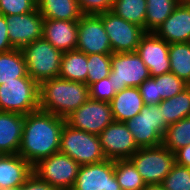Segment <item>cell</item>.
<instances>
[{
  "label": "cell",
  "instance_id": "8d00e7d4",
  "mask_svg": "<svg viewBox=\"0 0 190 190\" xmlns=\"http://www.w3.org/2000/svg\"><path fill=\"white\" fill-rule=\"evenodd\" d=\"M138 89L141 93L144 105L159 104L162 101L160 95H158L157 83L152 77L146 79L138 86Z\"/></svg>",
  "mask_w": 190,
  "mask_h": 190
},
{
  "label": "cell",
  "instance_id": "603a6c76",
  "mask_svg": "<svg viewBox=\"0 0 190 190\" xmlns=\"http://www.w3.org/2000/svg\"><path fill=\"white\" fill-rule=\"evenodd\" d=\"M87 76V54L78 50L64 52L61 59L59 77L87 84Z\"/></svg>",
  "mask_w": 190,
  "mask_h": 190
},
{
  "label": "cell",
  "instance_id": "f546056e",
  "mask_svg": "<svg viewBox=\"0 0 190 190\" xmlns=\"http://www.w3.org/2000/svg\"><path fill=\"white\" fill-rule=\"evenodd\" d=\"M190 144V117H185L168 126L162 138V145L173 153Z\"/></svg>",
  "mask_w": 190,
  "mask_h": 190
},
{
  "label": "cell",
  "instance_id": "f1b7e54d",
  "mask_svg": "<svg viewBox=\"0 0 190 190\" xmlns=\"http://www.w3.org/2000/svg\"><path fill=\"white\" fill-rule=\"evenodd\" d=\"M114 172L122 190H142L146 185L129 159L114 160Z\"/></svg>",
  "mask_w": 190,
  "mask_h": 190
},
{
  "label": "cell",
  "instance_id": "ab89813d",
  "mask_svg": "<svg viewBox=\"0 0 190 190\" xmlns=\"http://www.w3.org/2000/svg\"><path fill=\"white\" fill-rule=\"evenodd\" d=\"M175 163L190 168V144L174 152Z\"/></svg>",
  "mask_w": 190,
  "mask_h": 190
},
{
  "label": "cell",
  "instance_id": "7c38bea8",
  "mask_svg": "<svg viewBox=\"0 0 190 190\" xmlns=\"http://www.w3.org/2000/svg\"><path fill=\"white\" fill-rule=\"evenodd\" d=\"M104 156L108 160H125L139 149L125 122L113 121L99 134Z\"/></svg>",
  "mask_w": 190,
  "mask_h": 190
},
{
  "label": "cell",
  "instance_id": "4dcf8cb0",
  "mask_svg": "<svg viewBox=\"0 0 190 190\" xmlns=\"http://www.w3.org/2000/svg\"><path fill=\"white\" fill-rule=\"evenodd\" d=\"M88 65V86L103 78L109 77L111 72V54H90L87 55Z\"/></svg>",
  "mask_w": 190,
  "mask_h": 190
},
{
  "label": "cell",
  "instance_id": "9c48e42d",
  "mask_svg": "<svg viewBox=\"0 0 190 190\" xmlns=\"http://www.w3.org/2000/svg\"><path fill=\"white\" fill-rule=\"evenodd\" d=\"M150 77L149 69L136 51L111 54L109 78L116 92L127 87H138Z\"/></svg>",
  "mask_w": 190,
  "mask_h": 190
},
{
  "label": "cell",
  "instance_id": "6da1fadb",
  "mask_svg": "<svg viewBox=\"0 0 190 190\" xmlns=\"http://www.w3.org/2000/svg\"><path fill=\"white\" fill-rule=\"evenodd\" d=\"M65 118L37 110L25 115L18 155L32 166L59 152Z\"/></svg>",
  "mask_w": 190,
  "mask_h": 190
},
{
  "label": "cell",
  "instance_id": "d4e9b609",
  "mask_svg": "<svg viewBox=\"0 0 190 190\" xmlns=\"http://www.w3.org/2000/svg\"><path fill=\"white\" fill-rule=\"evenodd\" d=\"M20 77H30L22 51L14 48L0 53V85Z\"/></svg>",
  "mask_w": 190,
  "mask_h": 190
},
{
  "label": "cell",
  "instance_id": "4fadbf2b",
  "mask_svg": "<svg viewBox=\"0 0 190 190\" xmlns=\"http://www.w3.org/2000/svg\"><path fill=\"white\" fill-rule=\"evenodd\" d=\"M76 50L87 55L112 54L110 39L98 15L84 14L78 21V43Z\"/></svg>",
  "mask_w": 190,
  "mask_h": 190
},
{
  "label": "cell",
  "instance_id": "e0dca14e",
  "mask_svg": "<svg viewBox=\"0 0 190 190\" xmlns=\"http://www.w3.org/2000/svg\"><path fill=\"white\" fill-rule=\"evenodd\" d=\"M154 33L168 44L190 42V1L182 0Z\"/></svg>",
  "mask_w": 190,
  "mask_h": 190
},
{
  "label": "cell",
  "instance_id": "484cf974",
  "mask_svg": "<svg viewBox=\"0 0 190 190\" xmlns=\"http://www.w3.org/2000/svg\"><path fill=\"white\" fill-rule=\"evenodd\" d=\"M170 72L190 86V42L169 44Z\"/></svg>",
  "mask_w": 190,
  "mask_h": 190
},
{
  "label": "cell",
  "instance_id": "52a82bcc",
  "mask_svg": "<svg viewBox=\"0 0 190 190\" xmlns=\"http://www.w3.org/2000/svg\"><path fill=\"white\" fill-rule=\"evenodd\" d=\"M145 184H161L175 165L174 153L163 145L139 148L129 159Z\"/></svg>",
  "mask_w": 190,
  "mask_h": 190
},
{
  "label": "cell",
  "instance_id": "7402d4cb",
  "mask_svg": "<svg viewBox=\"0 0 190 190\" xmlns=\"http://www.w3.org/2000/svg\"><path fill=\"white\" fill-rule=\"evenodd\" d=\"M37 9L44 19L79 21L84 15L77 0H39Z\"/></svg>",
  "mask_w": 190,
  "mask_h": 190
},
{
  "label": "cell",
  "instance_id": "83f0119b",
  "mask_svg": "<svg viewBox=\"0 0 190 190\" xmlns=\"http://www.w3.org/2000/svg\"><path fill=\"white\" fill-rule=\"evenodd\" d=\"M111 11L120 18L142 27L145 31L146 0H114Z\"/></svg>",
  "mask_w": 190,
  "mask_h": 190
},
{
  "label": "cell",
  "instance_id": "d6a6232c",
  "mask_svg": "<svg viewBox=\"0 0 190 190\" xmlns=\"http://www.w3.org/2000/svg\"><path fill=\"white\" fill-rule=\"evenodd\" d=\"M161 185L165 190H190V168L175 163Z\"/></svg>",
  "mask_w": 190,
  "mask_h": 190
},
{
  "label": "cell",
  "instance_id": "5b68a950",
  "mask_svg": "<svg viewBox=\"0 0 190 190\" xmlns=\"http://www.w3.org/2000/svg\"><path fill=\"white\" fill-rule=\"evenodd\" d=\"M59 152L70 156L80 166L99 163L106 159L99 135L73 128L66 122L62 128Z\"/></svg>",
  "mask_w": 190,
  "mask_h": 190
},
{
  "label": "cell",
  "instance_id": "ba28073f",
  "mask_svg": "<svg viewBox=\"0 0 190 190\" xmlns=\"http://www.w3.org/2000/svg\"><path fill=\"white\" fill-rule=\"evenodd\" d=\"M79 169L80 165L70 156L56 152L36 163L33 173L57 190H71Z\"/></svg>",
  "mask_w": 190,
  "mask_h": 190
},
{
  "label": "cell",
  "instance_id": "60d3db41",
  "mask_svg": "<svg viewBox=\"0 0 190 190\" xmlns=\"http://www.w3.org/2000/svg\"><path fill=\"white\" fill-rule=\"evenodd\" d=\"M142 190H165L161 184H147Z\"/></svg>",
  "mask_w": 190,
  "mask_h": 190
},
{
  "label": "cell",
  "instance_id": "d6986e66",
  "mask_svg": "<svg viewBox=\"0 0 190 190\" xmlns=\"http://www.w3.org/2000/svg\"><path fill=\"white\" fill-rule=\"evenodd\" d=\"M33 173V166L18 154L0 157V187L3 190L20 187Z\"/></svg>",
  "mask_w": 190,
  "mask_h": 190
},
{
  "label": "cell",
  "instance_id": "9a60e30c",
  "mask_svg": "<svg viewBox=\"0 0 190 190\" xmlns=\"http://www.w3.org/2000/svg\"><path fill=\"white\" fill-rule=\"evenodd\" d=\"M9 41L14 48L21 49L43 36L44 18L38 11L6 16Z\"/></svg>",
  "mask_w": 190,
  "mask_h": 190
},
{
  "label": "cell",
  "instance_id": "e575fe53",
  "mask_svg": "<svg viewBox=\"0 0 190 190\" xmlns=\"http://www.w3.org/2000/svg\"><path fill=\"white\" fill-rule=\"evenodd\" d=\"M37 9L34 0H0V15L11 16L32 12Z\"/></svg>",
  "mask_w": 190,
  "mask_h": 190
},
{
  "label": "cell",
  "instance_id": "8fae6325",
  "mask_svg": "<svg viewBox=\"0 0 190 190\" xmlns=\"http://www.w3.org/2000/svg\"><path fill=\"white\" fill-rule=\"evenodd\" d=\"M65 120L73 128L99 135L114 118L109 102L89 98Z\"/></svg>",
  "mask_w": 190,
  "mask_h": 190
},
{
  "label": "cell",
  "instance_id": "cb8c5ba5",
  "mask_svg": "<svg viewBox=\"0 0 190 190\" xmlns=\"http://www.w3.org/2000/svg\"><path fill=\"white\" fill-rule=\"evenodd\" d=\"M162 108L163 121L169 126L185 117H190V86L172 98L159 103Z\"/></svg>",
  "mask_w": 190,
  "mask_h": 190
},
{
  "label": "cell",
  "instance_id": "836d02e7",
  "mask_svg": "<svg viewBox=\"0 0 190 190\" xmlns=\"http://www.w3.org/2000/svg\"><path fill=\"white\" fill-rule=\"evenodd\" d=\"M88 87L90 99L96 101L110 102L117 93L113 81L109 77L94 82Z\"/></svg>",
  "mask_w": 190,
  "mask_h": 190
},
{
  "label": "cell",
  "instance_id": "1f68e13d",
  "mask_svg": "<svg viewBox=\"0 0 190 190\" xmlns=\"http://www.w3.org/2000/svg\"><path fill=\"white\" fill-rule=\"evenodd\" d=\"M152 78L157 83L158 95H160L162 100L172 98L189 86L172 72Z\"/></svg>",
  "mask_w": 190,
  "mask_h": 190
},
{
  "label": "cell",
  "instance_id": "44dd1931",
  "mask_svg": "<svg viewBox=\"0 0 190 190\" xmlns=\"http://www.w3.org/2000/svg\"><path fill=\"white\" fill-rule=\"evenodd\" d=\"M109 103L114 121L118 122L132 119L144 106L138 87H127L120 90Z\"/></svg>",
  "mask_w": 190,
  "mask_h": 190
},
{
  "label": "cell",
  "instance_id": "d590c367",
  "mask_svg": "<svg viewBox=\"0 0 190 190\" xmlns=\"http://www.w3.org/2000/svg\"><path fill=\"white\" fill-rule=\"evenodd\" d=\"M83 14L99 15L112 10L114 0H77Z\"/></svg>",
  "mask_w": 190,
  "mask_h": 190
},
{
  "label": "cell",
  "instance_id": "7a4b0ae2",
  "mask_svg": "<svg viewBox=\"0 0 190 190\" xmlns=\"http://www.w3.org/2000/svg\"><path fill=\"white\" fill-rule=\"evenodd\" d=\"M89 98L88 84L52 78L40 84L39 110L66 118Z\"/></svg>",
  "mask_w": 190,
  "mask_h": 190
},
{
  "label": "cell",
  "instance_id": "b9f144b4",
  "mask_svg": "<svg viewBox=\"0 0 190 190\" xmlns=\"http://www.w3.org/2000/svg\"><path fill=\"white\" fill-rule=\"evenodd\" d=\"M6 190H20V187H18V188H13V189H6Z\"/></svg>",
  "mask_w": 190,
  "mask_h": 190
},
{
  "label": "cell",
  "instance_id": "ac0fdd59",
  "mask_svg": "<svg viewBox=\"0 0 190 190\" xmlns=\"http://www.w3.org/2000/svg\"><path fill=\"white\" fill-rule=\"evenodd\" d=\"M42 37L63 53L76 50L78 21L44 19Z\"/></svg>",
  "mask_w": 190,
  "mask_h": 190
},
{
  "label": "cell",
  "instance_id": "4316f807",
  "mask_svg": "<svg viewBox=\"0 0 190 190\" xmlns=\"http://www.w3.org/2000/svg\"><path fill=\"white\" fill-rule=\"evenodd\" d=\"M182 0H146L145 32H155Z\"/></svg>",
  "mask_w": 190,
  "mask_h": 190
},
{
  "label": "cell",
  "instance_id": "ffe728a7",
  "mask_svg": "<svg viewBox=\"0 0 190 190\" xmlns=\"http://www.w3.org/2000/svg\"><path fill=\"white\" fill-rule=\"evenodd\" d=\"M25 115L0 111V153L18 154Z\"/></svg>",
  "mask_w": 190,
  "mask_h": 190
},
{
  "label": "cell",
  "instance_id": "2e32d148",
  "mask_svg": "<svg viewBox=\"0 0 190 190\" xmlns=\"http://www.w3.org/2000/svg\"><path fill=\"white\" fill-rule=\"evenodd\" d=\"M150 71V76L170 72L169 44L154 32H146L136 51Z\"/></svg>",
  "mask_w": 190,
  "mask_h": 190
},
{
  "label": "cell",
  "instance_id": "5bb4252c",
  "mask_svg": "<svg viewBox=\"0 0 190 190\" xmlns=\"http://www.w3.org/2000/svg\"><path fill=\"white\" fill-rule=\"evenodd\" d=\"M71 190H122L114 172V160L80 166Z\"/></svg>",
  "mask_w": 190,
  "mask_h": 190
},
{
  "label": "cell",
  "instance_id": "8992f818",
  "mask_svg": "<svg viewBox=\"0 0 190 190\" xmlns=\"http://www.w3.org/2000/svg\"><path fill=\"white\" fill-rule=\"evenodd\" d=\"M162 117L159 104L144 105L135 117L125 122L138 148L162 145V138L168 128Z\"/></svg>",
  "mask_w": 190,
  "mask_h": 190
},
{
  "label": "cell",
  "instance_id": "277c9868",
  "mask_svg": "<svg viewBox=\"0 0 190 190\" xmlns=\"http://www.w3.org/2000/svg\"><path fill=\"white\" fill-rule=\"evenodd\" d=\"M40 85L31 77L15 78L0 85V111L27 115L39 110Z\"/></svg>",
  "mask_w": 190,
  "mask_h": 190
},
{
  "label": "cell",
  "instance_id": "f35d334b",
  "mask_svg": "<svg viewBox=\"0 0 190 190\" xmlns=\"http://www.w3.org/2000/svg\"><path fill=\"white\" fill-rule=\"evenodd\" d=\"M6 16L0 15V53L14 49L9 41Z\"/></svg>",
  "mask_w": 190,
  "mask_h": 190
},
{
  "label": "cell",
  "instance_id": "74e56055",
  "mask_svg": "<svg viewBox=\"0 0 190 190\" xmlns=\"http://www.w3.org/2000/svg\"><path fill=\"white\" fill-rule=\"evenodd\" d=\"M20 190H57L48 182L41 180L35 173H32L20 186Z\"/></svg>",
  "mask_w": 190,
  "mask_h": 190
},
{
  "label": "cell",
  "instance_id": "3957f363",
  "mask_svg": "<svg viewBox=\"0 0 190 190\" xmlns=\"http://www.w3.org/2000/svg\"><path fill=\"white\" fill-rule=\"evenodd\" d=\"M20 50L27 65L28 75L39 85L46 80L59 77L63 52L43 37Z\"/></svg>",
  "mask_w": 190,
  "mask_h": 190
},
{
  "label": "cell",
  "instance_id": "30bf717a",
  "mask_svg": "<svg viewBox=\"0 0 190 190\" xmlns=\"http://www.w3.org/2000/svg\"><path fill=\"white\" fill-rule=\"evenodd\" d=\"M98 16L103 21L113 53L137 51L141 37L146 33L142 27L120 18L111 10Z\"/></svg>",
  "mask_w": 190,
  "mask_h": 190
}]
</instances>
